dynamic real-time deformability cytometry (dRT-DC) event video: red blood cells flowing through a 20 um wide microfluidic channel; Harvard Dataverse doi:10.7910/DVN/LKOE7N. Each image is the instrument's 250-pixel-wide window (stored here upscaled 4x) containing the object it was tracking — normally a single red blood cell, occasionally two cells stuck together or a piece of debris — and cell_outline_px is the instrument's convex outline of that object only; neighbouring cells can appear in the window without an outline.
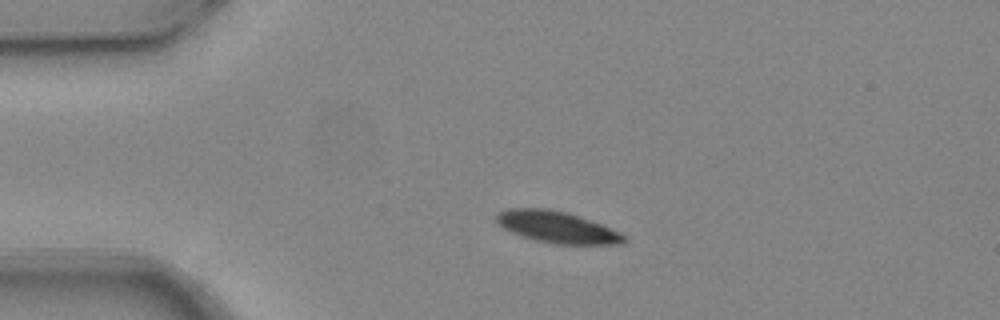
{"species": "common noctule bat (a hibernating species)", "species_latin": "Nyctalus noctula", "temperature_condition": "warm", "stored_images_in_passage": 4, "camera_frame_rate_fps": 3000, "um_per_image_px": 0.085, "animal": {"sex": "female", "body_mass_g": 24.6, "forearm_length_mm": 56.2}, "frame": {"image": 1, "passage_image": 3, "time_ms": 0.667, "image_size_px": [1000, 320], "cell_outline_px": [[628, 240], [624, 244], [556, 244], [536, 240], [512, 232], [504, 228], [496, 220], [496, 212], [508, 208], [544, 208], [568, 212], [600, 224], [624, 236]], "centroid_in_image_um": [47.31, 19.29], "position_along_channel_um": 37.7, "area_um2": 23.12}}